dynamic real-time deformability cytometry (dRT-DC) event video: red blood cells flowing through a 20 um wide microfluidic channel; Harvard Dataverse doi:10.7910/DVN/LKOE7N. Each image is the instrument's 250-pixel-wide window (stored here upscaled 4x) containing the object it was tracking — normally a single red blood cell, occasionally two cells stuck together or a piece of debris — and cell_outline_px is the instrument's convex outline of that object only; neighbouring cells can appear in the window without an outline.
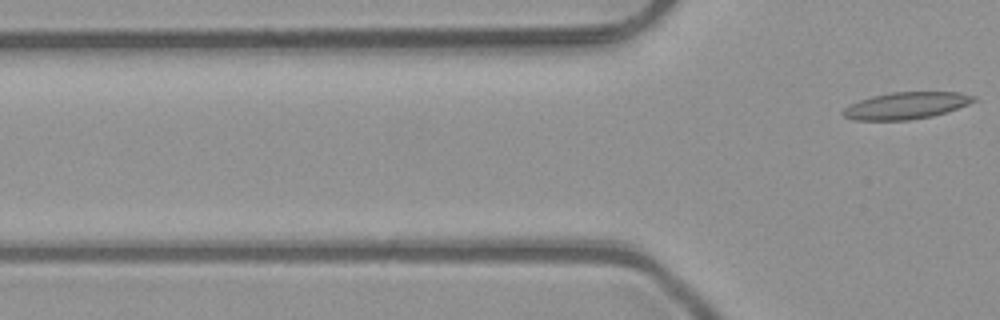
{"species": "common noctule bat (a hibernating species)", "species_latin": "Nyctalus noctula", "temperature_condition": "room temperature", "stored_images_in_passage": 5, "camera_frame_rate_fps": 3000, "um_per_image_px": 0.085, "animal": {"sex": "male", "body_mass_g": 23.1, "forearm_length_mm": 52.7}, "frame": {"image": 1, "passage_image": 5, "time_ms": 1.333, "image_size_px": [1000, 320], "cell_outline_px": [[976, 100], [968, 104], [932, 116], [908, 120], [852, 120], [844, 116], [840, 112], [844, 108], [860, 100], [872, 96], [892, 92], [960, 92], [976, 96]], "centroid_in_image_um": [77.0, 8.97], "position_along_channel_um": 48.8, "area_um2": 20.29}}